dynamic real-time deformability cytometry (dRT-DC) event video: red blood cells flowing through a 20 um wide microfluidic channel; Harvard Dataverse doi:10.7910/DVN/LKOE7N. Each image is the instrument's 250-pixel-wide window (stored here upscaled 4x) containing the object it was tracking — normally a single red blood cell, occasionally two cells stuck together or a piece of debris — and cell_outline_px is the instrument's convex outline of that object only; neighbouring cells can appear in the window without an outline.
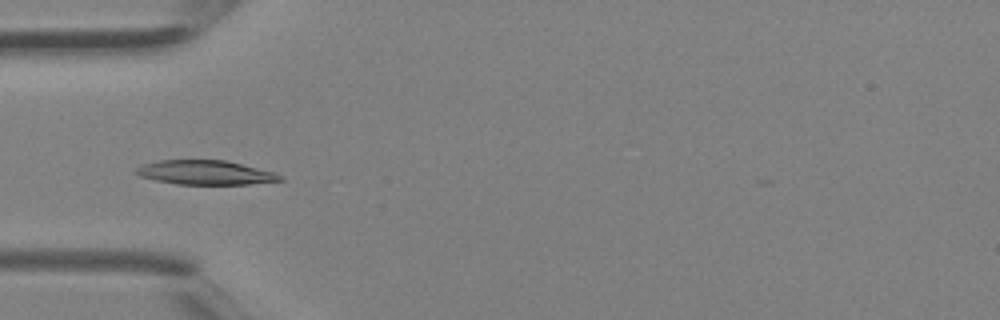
{"species": "Egyptian fruit bat (a non-hibernating species)", "species_latin": "Rousettus aegyptiacus", "temperature_condition": "room temperature", "stored_images_in_passage": 4, "camera_frame_rate_fps": 3000, "um_per_image_px": 0.085, "animal": {"sex": "female"}, "frame": {"image": 1, "passage_image": 4, "time_ms": 1.0, "image_size_px": [1000, 320], "cell_outline_px": [[284, 180], [248, 184], [176, 184], [156, 180], [140, 176], [132, 172], [136, 168], [144, 164], [160, 160], [228, 160], [276, 172], [284, 176]], "centroid_in_image_um": [17.5, 14.66], "position_along_channel_um": 67.5, "area_um2": 20.52}}